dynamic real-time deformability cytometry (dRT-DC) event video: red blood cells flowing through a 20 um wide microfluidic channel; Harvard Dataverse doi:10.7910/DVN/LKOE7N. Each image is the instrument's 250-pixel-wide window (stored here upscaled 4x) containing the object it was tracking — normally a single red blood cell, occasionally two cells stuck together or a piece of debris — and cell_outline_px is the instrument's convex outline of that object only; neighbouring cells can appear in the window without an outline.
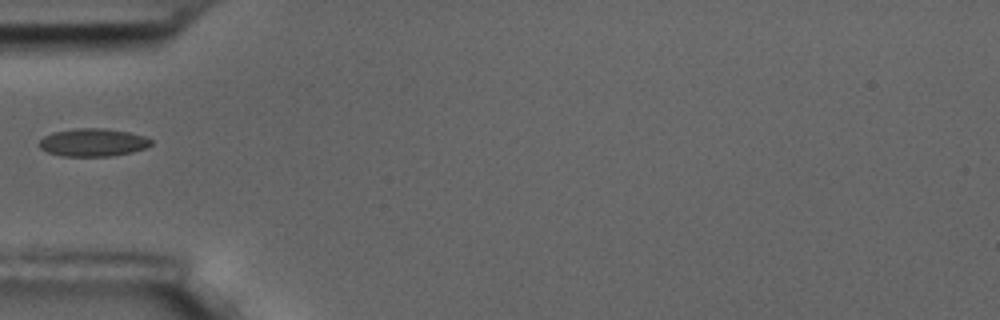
{"species": "common noctule bat (a hibernating species)", "species_latin": "Nyctalus noctula", "temperature_condition": "room temperature", "stored_images_in_passage": 38, "camera_frame_rate_fps": 3000, "um_per_image_px": 0.085, "animal": {"sex": "male", "body_mass_g": 17.5, "forearm_length_mm": 52.3}, "frame": {"image": 1, "passage_image": 1, "time_ms": 0.0, "image_size_px": [1000, 320], "cell_outline_px": [[152, 144], [144, 148], [132, 152], [112, 156], [60, 156], [48, 152], [40, 148], [40, 140], [44, 136], [52, 132], [76, 128], [104, 128], [128, 132], [144, 136], [152, 140]], "centroid_in_image_um": [7.89, 12.1], "position_along_channel_um": 77.1, "area_um2": 18.15}}
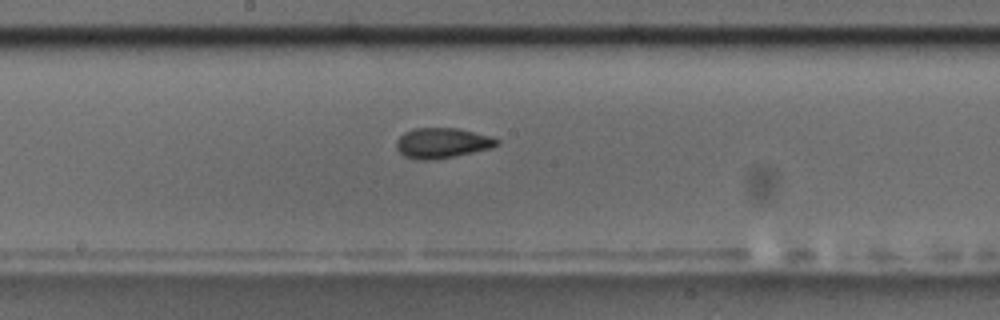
{"frame": {"image": 2, "passage_image": 12, "time_ms": 3.667, "image_size_px": [1000, 320], "cell_outline_px": [[500, 144], [492, 148], [456, 156], [436, 160], [416, 160], [404, 156], [396, 148], [396, 140], [404, 132], [412, 128], [460, 128], [492, 136], [500, 140]], "centroid_in_image_um": [37.6, 12.16], "position_along_channel_um": 210.6, "area_um2": 18.15}}
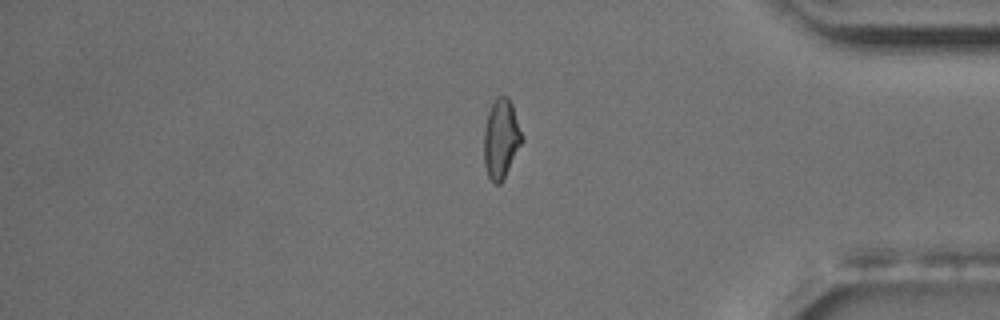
{"frame": {"image": 3, "passage_image": 29, "time_ms": 9.333, "image_size_px": [1000, 320], "cell_outline_px": [[524, 140], [500, 184], [496, 184], [488, 176], [484, 164], [484, 132], [488, 112], [496, 96], [508, 96], [512, 104], [524, 136]], "centroid_in_image_um": [42.61, 11.77], "position_along_channel_um": 392.6, "area_um2": 17.57}}